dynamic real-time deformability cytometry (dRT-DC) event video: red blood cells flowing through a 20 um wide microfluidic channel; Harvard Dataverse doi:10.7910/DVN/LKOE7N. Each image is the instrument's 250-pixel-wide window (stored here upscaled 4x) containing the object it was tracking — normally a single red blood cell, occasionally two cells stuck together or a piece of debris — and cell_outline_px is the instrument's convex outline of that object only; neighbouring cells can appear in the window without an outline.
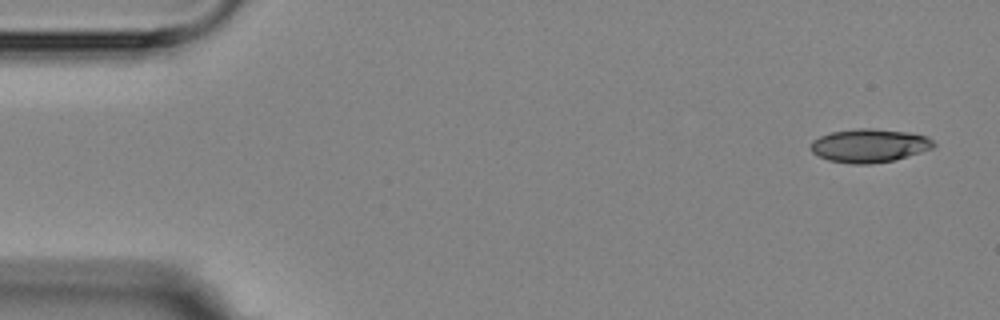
{"species": "Egyptian fruit bat (a non-hibernating species)", "species_latin": "Rousettus aegyptiacus", "temperature_condition": "room temperature", "stored_images_in_passage": 3, "camera_frame_rate_fps": 3000, "um_per_image_px": 0.085, "animal": {"sex": "female"}, "frame": {"image": 1, "passage_image": 1, "time_ms": 0.0, "image_size_px": [1000, 320], "cell_outline_px": [[936, 144], [932, 148], [920, 152], [892, 160], [868, 164], [852, 164], [828, 160], [816, 156], [812, 152], [812, 140], [820, 136], [832, 132], [856, 128], [872, 128], [908, 132], [924, 136], [932, 140]], "centroid_in_image_um": [73.85, 12.37], "position_along_channel_um": 11.1, "area_um2": 23.76}}